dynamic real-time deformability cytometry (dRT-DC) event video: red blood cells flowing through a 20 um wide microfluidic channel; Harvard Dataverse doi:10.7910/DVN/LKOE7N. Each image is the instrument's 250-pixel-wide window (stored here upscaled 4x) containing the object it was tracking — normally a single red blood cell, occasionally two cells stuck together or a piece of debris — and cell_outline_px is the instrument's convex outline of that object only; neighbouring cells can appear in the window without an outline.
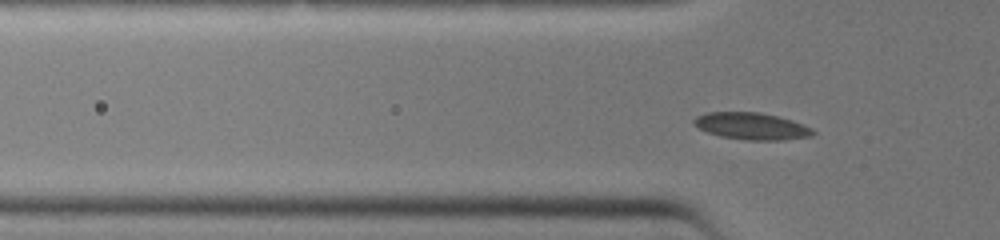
{"species": "common noctule bat (a hibernating species)", "species_latin": "Nyctalus noctula", "temperature_condition": "warm", "stored_images_in_passage": 2, "camera_frame_rate_fps": 3000, "um_per_image_px": 0.085, "animal": {"sex": "female", "body_mass_g": 19.0, "forearm_length_mm": 51.5}, "frame": {"image": 1, "passage_image": 2, "time_ms": 0.333, "image_size_px": [1000, 240], "cell_outline_px": [[816, 132], [812, 136], [784, 140], [748, 140], [720, 136], [708, 132], [692, 124], [692, 120], [696, 116], [708, 112], [760, 112], [792, 120], [804, 124], [812, 128]], "centroid_in_image_um": [63.9, 10.72], "position_along_channel_um": 61.9, "area_um2": 18.73}}